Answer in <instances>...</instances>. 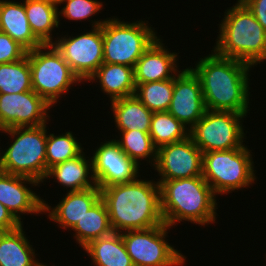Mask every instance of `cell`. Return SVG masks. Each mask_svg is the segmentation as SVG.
Here are the masks:
<instances>
[{
	"instance_id": "1",
	"label": "cell",
	"mask_w": 266,
	"mask_h": 266,
	"mask_svg": "<svg viewBox=\"0 0 266 266\" xmlns=\"http://www.w3.org/2000/svg\"><path fill=\"white\" fill-rule=\"evenodd\" d=\"M199 60L191 69L200 80L206 110L247 114L251 66L214 51Z\"/></svg>"
},
{
	"instance_id": "2",
	"label": "cell",
	"mask_w": 266,
	"mask_h": 266,
	"mask_svg": "<svg viewBox=\"0 0 266 266\" xmlns=\"http://www.w3.org/2000/svg\"><path fill=\"white\" fill-rule=\"evenodd\" d=\"M113 232L143 230L165 224L158 182L136 179L100 188Z\"/></svg>"
},
{
	"instance_id": "3",
	"label": "cell",
	"mask_w": 266,
	"mask_h": 266,
	"mask_svg": "<svg viewBox=\"0 0 266 266\" xmlns=\"http://www.w3.org/2000/svg\"><path fill=\"white\" fill-rule=\"evenodd\" d=\"M159 186L161 214L170 228L182 220L202 226L215 222L216 195L202 176L163 181Z\"/></svg>"
},
{
	"instance_id": "4",
	"label": "cell",
	"mask_w": 266,
	"mask_h": 266,
	"mask_svg": "<svg viewBox=\"0 0 266 266\" xmlns=\"http://www.w3.org/2000/svg\"><path fill=\"white\" fill-rule=\"evenodd\" d=\"M237 1L226 10L212 51L254 67L266 60V31L251 11L240 0Z\"/></svg>"
},
{
	"instance_id": "5",
	"label": "cell",
	"mask_w": 266,
	"mask_h": 266,
	"mask_svg": "<svg viewBox=\"0 0 266 266\" xmlns=\"http://www.w3.org/2000/svg\"><path fill=\"white\" fill-rule=\"evenodd\" d=\"M0 131L14 137L10 147L0 152V171L43 183L46 176V124Z\"/></svg>"
},
{
	"instance_id": "6",
	"label": "cell",
	"mask_w": 266,
	"mask_h": 266,
	"mask_svg": "<svg viewBox=\"0 0 266 266\" xmlns=\"http://www.w3.org/2000/svg\"><path fill=\"white\" fill-rule=\"evenodd\" d=\"M247 146L203 153L202 177L215 195L247 188L254 183L255 171Z\"/></svg>"
},
{
	"instance_id": "7",
	"label": "cell",
	"mask_w": 266,
	"mask_h": 266,
	"mask_svg": "<svg viewBox=\"0 0 266 266\" xmlns=\"http://www.w3.org/2000/svg\"><path fill=\"white\" fill-rule=\"evenodd\" d=\"M147 24L142 20L123 22L117 17L105 19L102 25L103 63L134 68L138 59L158 38Z\"/></svg>"
},
{
	"instance_id": "8",
	"label": "cell",
	"mask_w": 266,
	"mask_h": 266,
	"mask_svg": "<svg viewBox=\"0 0 266 266\" xmlns=\"http://www.w3.org/2000/svg\"><path fill=\"white\" fill-rule=\"evenodd\" d=\"M28 59L32 89L51 106L72 84L82 82L53 44L28 51Z\"/></svg>"
},
{
	"instance_id": "9",
	"label": "cell",
	"mask_w": 266,
	"mask_h": 266,
	"mask_svg": "<svg viewBox=\"0 0 266 266\" xmlns=\"http://www.w3.org/2000/svg\"><path fill=\"white\" fill-rule=\"evenodd\" d=\"M246 114L206 110L189 130V136L202 153L245 146L242 120Z\"/></svg>"
},
{
	"instance_id": "10",
	"label": "cell",
	"mask_w": 266,
	"mask_h": 266,
	"mask_svg": "<svg viewBox=\"0 0 266 266\" xmlns=\"http://www.w3.org/2000/svg\"><path fill=\"white\" fill-rule=\"evenodd\" d=\"M169 226L158 225L121 233L134 266H180L186 257L165 240Z\"/></svg>"
},
{
	"instance_id": "11",
	"label": "cell",
	"mask_w": 266,
	"mask_h": 266,
	"mask_svg": "<svg viewBox=\"0 0 266 266\" xmlns=\"http://www.w3.org/2000/svg\"><path fill=\"white\" fill-rule=\"evenodd\" d=\"M104 22L105 20H94L91 31L77 37L64 36L52 43L82 81H88L103 64L102 25Z\"/></svg>"
},
{
	"instance_id": "12",
	"label": "cell",
	"mask_w": 266,
	"mask_h": 266,
	"mask_svg": "<svg viewBox=\"0 0 266 266\" xmlns=\"http://www.w3.org/2000/svg\"><path fill=\"white\" fill-rule=\"evenodd\" d=\"M203 153L189 136L157 149L154 169L163 181L202 176Z\"/></svg>"
},
{
	"instance_id": "13",
	"label": "cell",
	"mask_w": 266,
	"mask_h": 266,
	"mask_svg": "<svg viewBox=\"0 0 266 266\" xmlns=\"http://www.w3.org/2000/svg\"><path fill=\"white\" fill-rule=\"evenodd\" d=\"M51 107L34 90L0 94V130L44 125Z\"/></svg>"
},
{
	"instance_id": "14",
	"label": "cell",
	"mask_w": 266,
	"mask_h": 266,
	"mask_svg": "<svg viewBox=\"0 0 266 266\" xmlns=\"http://www.w3.org/2000/svg\"><path fill=\"white\" fill-rule=\"evenodd\" d=\"M91 158L93 175L99 188L138 178L139 165L121 150L116 139L100 144Z\"/></svg>"
},
{
	"instance_id": "15",
	"label": "cell",
	"mask_w": 266,
	"mask_h": 266,
	"mask_svg": "<svg viewBox=\"0 0 266 266\" xmlns=\"http://www.w3.org/2000/svg\"><path fill=\"white\" fill-rule=\"evenodd\" d=\"M206 111L201 83L191 67L174 77V89L168 112L190 130ZM190 127V128H189Z\"/></svg>"
},
{
	"instance_id": "16",
	"label": "cell",
	"mask_w": 266,
	"mask_h": 266,
	"mask_svg": "<svg viewBox=\"0 0 266 266\" xmlns=\"http://www.w3.org/2000/svg\"><path fill=\"white\" fill-rule=\"evenodd\" d=\"M26 183L32 184V186L40 184L29 177L0 171V203L21 223L20 213L39 214L44 212L45 201L30 188H27Z\"/></svg>"
},
{
	"instance_id": "17",
	"label": "cell",
	"mask_w": 266,
	"mask_h": 266,
	"mask_svg": "<svg viewBox=\"0 0 266 266\" xmlns=\"http://www.w3.org/2000/svg\"><path fill=\"white\" fill-rule=\"evenodd\" d=\"M177 56V53L168 51L161 39L157 38L134 66L135 84L173 79L180 72L177 70Z\"/></svg>"
},
{
	"instance_id": "18",
	"label": "cell",
	"mask_w": 266,
	"mask_h": 266,
	"mask_svg": "<svg viewBox=\"0 0 266 266\" xmlns=\"http://www.w3.org/2000/svg\"><path fill=\"white\" fill-rule=\"evenodd\" d=\"M101 198L98 186L81 191L68 192L56 207L44 202V213H49V219L58 223L60 227L73 228L86 212ZM51 210V211H50Z\"/></svg>"
},
{
	"instance_id": "19",
	"label": "cell",
	"mask_w": 266,
	"mask_h": 266,
	"mask_svg": "<svg viewBox=\"0 0 266 266\" xmlns=\"http://www.w3.org/2000/svg\"><path fill=\"white\" fill-rule=\"evenodd\" d=\"M0 32L8 34L27 51L43 45L31 30L24 3L0 0Z\"/></svg>"
},
{
	"instance_id": "20",
	"label": "cell",
	"mask_w": 266,
	"mask_h": 266,
	"mask_svg": "<svg viewBox=\"0 0 266 266\" xmlns=\"http://www.w3.org/2000/svg\"><path fill=\"white\" fill-rule=\"evenodd\" d=\"M49 177H55L58 183L70 188V192L97 186L93 175L92 158L86 160L84 152L73 159L49 168L45 179Z\"/></svg>"
},
{
	"instance_id": "21",
	"label": "cell",
	"mask_w": 266,
	"mask_h": 266,
	"mask_svg": "<svg viewBox=\"0 0 266 266\" xmlns=\"http://www.w3.org/2000/svg\"><path fill=\"white\" fill-rule=\"evenodd\" d=\"M96 79L111 101L133 96L135 93L134 68L130 66L103 63L89 78V82Z\"/></svg>"
},
{
	"instance_id": "22",
	"label": "cell",
	"mask_w": 266,
	"mask_h": 266,
	"mask_svg": "<svg viewBox=\"0 0 266 266\" xmlns=\"http://www.w3.org/2000/svg\"><path fill=\"white\" fill-rule=\"evenodd\" d=\"M28 23L43 44H52L53 29L60 25L57 0H24Z\"/></svg>"
},
{
	"instance_id": "23",
	"label": "cell",
	"mask_w": 266,
	"mask_h": 266,
	"mask_svg": "<svg viewBox=\"0 0 266 266\" xmlns=\"http://www.w3.org/2000/svg\"><path fill=\"white\" fill-rule=\"evenodd\" d=\"M22 225L13 231L0 232V266H42L25 237Z\"/></svg>"
},
{
	"instance_id": "24",
	"label": "cell",
	"mask_w": 266,
	"mask_h": 266,
	"mask_svg": "<svg viewBox=\"0 0 266 266\" xmlns=\"http://www.w3.org/2000/svg\"><path fill=\"white\" fill-rule=\"evenodd\" d=\"M111 106L116 127L120 132L136 129L149 132L153 112L135 95L112 100Z\"/></svg>"
},
{
	"instance_id": "25",
	"label": "cell",
	"mask_w": 266,
	"mask_h": 266,
	"mask_svg": "<svg viewBox=\"0 0 266 266\" xmlns=\"http://www.w3.org/2000/svg\"><path fill=\"white\" fill-rule=\"evenodd\" d=\"M84 250L96 266H134L118 232L91 241Z\"/></svg>"
},
{
	"instance_id": "26",
	"label": "cell",
	"mask_w": 266,
	"mask_h": 266,
	"mask_svg": "<svg viewBox=\"0 0 266 266\" xmlns=\"http://www.w3.org/2000/svg\"><path fill=\"white\" fill-rule=\"evenodd\" d=\"M76 242L84 248L91 241L113 232L105 202L100 198L72 228Z\"/></svg>"
},
{
	"instance_id": "27",
	"label": "cell",
	"mask_w": 266,
	"mask_h": 266,
	"mask_svg": "<svg viewBox=\"0 0 266 266\" xmlns=\"http://www.w3.org/2000/svg\"><path fill=\"white\" fill-rule=\"evenodd\" d=\"M149 134L156 149L189 137V129L168 111L154 112Z\"/></svg>"
},
{
	"instance_id": "28",
	"label": "cell",
	"mask_w": 266,
	"mask_h": 266,
	"mask_svg": "<svg viewBox=\"0 0 266 266\" xmlns=\"http://www.w3.org/2000/svg\"><path fill=\"white\" fill-rule=\"evenodd\" d=\"M31 71L27 54L20 60L0 64V94L31 91Z\"/></svg>"
},
{
	"instance_id": "29",
	"label": "cell",
	"mask_w": 266,
	"mask_h": 266,
	"mask_svg": "<svg viewBox=\"0 0 266 266\" xmlns=\"http://www.w3.org/2000/svg\"><path fill=\"white\" fill-rule=\"evenodd\" d=\"M174 89V78L136 85L134 95L151 111H168Z\"/></svg>"
},
{
	"instance_id": "30",
	"label": "cell",
	"mask_w": 266,
	"mask_h": 266,
	"mask_svg": "<svg viewBox=\"0 0 266 266\" xmlns=\"http://www.w3.org/2000/svg\"><path fill=\"white\" fill-rule=\"evenodd\" d=\"M83 150L72 132L58 136L53 133L47 135L46 173L49 168L79 156Z\"/></svg>"
},
{
	"instance_id": "31",
	"label": "cell",
	"mask_w": 266,
	"mask_h": 266,
	"mask_svg": "<svg viewBox=\"0 0 266 266\" xmlns=\"http://www.w3.org/2000/svg\"><path fill=\"white\" fill-rule=\"evenodd\" d=\"M121 134V139H117L116 142L130 159L134 160L139 165L140 159L146 160V158H151L154 162L151 164H153V166L155 165L157 149L152 143L149 132H141L136 129L131 131H121Z\"/></svg>"
},
{
	"instance_id": "32",
	"label": "cell",
	"mask_w": 266,
	"mask_h": 266,
	"mask_svg": "<svg viewBox=\"0 0 266 266\" xmlns=\"http://www.w3.org/2000/svg\"><path fill=\"white\" fill-rule=\"evenodd\" d=\"M58 4L66 5L58 11V15H62L69 20H84L92 17L102 10V2L97 0H57Z\"/></svg>"
},
{
	"instance_id": "33",
	"label": "cell",
	"mask_w": 266,
	"mask_h": 266,
	"mask_svg": "<svg viewBox=\"0 0 266 266\" xmlns=\"http://www.w3.org/2000/svg\"><path fill=\"white\" fill-rule=\"evenodd\" d=\"M27 50L8 34L0 32V64L11 63L22 59Z\"/></svg>"
},
{
	"instance_id": "34",
	"label": "cell",
	"mask_w": 266,
	"mask_h": 266,
	"mask_svg": "<svg viewBox=\"0 0 266 266\" xmlns=\"http://www.w3.org/2000/svg\"><path fill=\"white\" fill-rule=\"evenodd\" d=\"M266 31V0H240Z\"/></svg>"
},
{
	"instance_id": "35",
	"label": "cell",
	"mask_w": 266,
	"mask_h": 266,
	"mask_svg": "<svg viewBox=\"0 0 266 266\" xmlns=\"http://www.w3.org/2000/svg\"><path fill=\"white\" fill-rule=\"evenodd\" d=\"M23 225L12 213L0 203V232L13 231Z\"/></svg>"
}]
</instances>
